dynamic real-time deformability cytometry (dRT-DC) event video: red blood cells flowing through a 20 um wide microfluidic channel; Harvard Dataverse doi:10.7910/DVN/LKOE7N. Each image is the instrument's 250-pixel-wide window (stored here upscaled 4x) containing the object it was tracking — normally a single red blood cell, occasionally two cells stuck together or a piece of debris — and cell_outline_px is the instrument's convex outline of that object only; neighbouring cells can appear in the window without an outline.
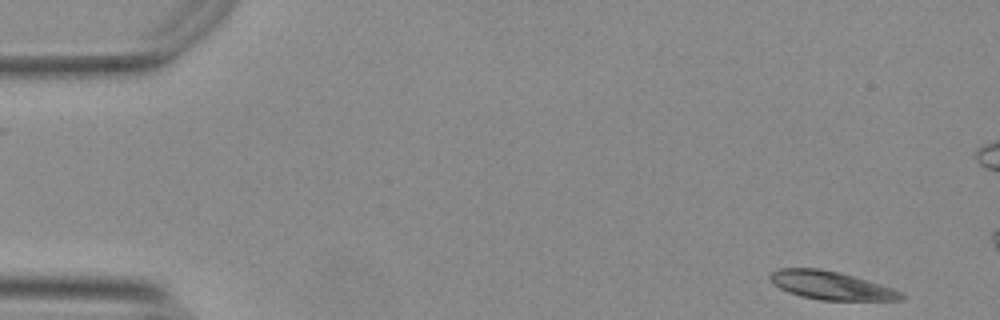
{"species": "Egyptian fruit bat (a non-hibernating species)", "species_latin": "Rousettus aegyptiacus", "temperature_condition": "warm", "stored_images_in_passage": 12, "camera_frame_rate_fps": 3000, "um_per_image_px": 0.085, "animal": {"sex": "female"}, "frame": {"image": 1, "passage_image": 1, "time_ms": 0.0, "image_size_px": [1000, 320], "cell_outline_px": [[904, 300], [820, 300], [800, 296], [788, 292], [780, 288], [768, 276], [772, 272], [780, 268], [820, 268], [840, 272], [880, 284], [892, 288], [900, 292], [904, 296]], "centroid_in_image_um": [70.63, 24.26], "position_along_channel_um": 14.4, "area_um2": 21.44}}